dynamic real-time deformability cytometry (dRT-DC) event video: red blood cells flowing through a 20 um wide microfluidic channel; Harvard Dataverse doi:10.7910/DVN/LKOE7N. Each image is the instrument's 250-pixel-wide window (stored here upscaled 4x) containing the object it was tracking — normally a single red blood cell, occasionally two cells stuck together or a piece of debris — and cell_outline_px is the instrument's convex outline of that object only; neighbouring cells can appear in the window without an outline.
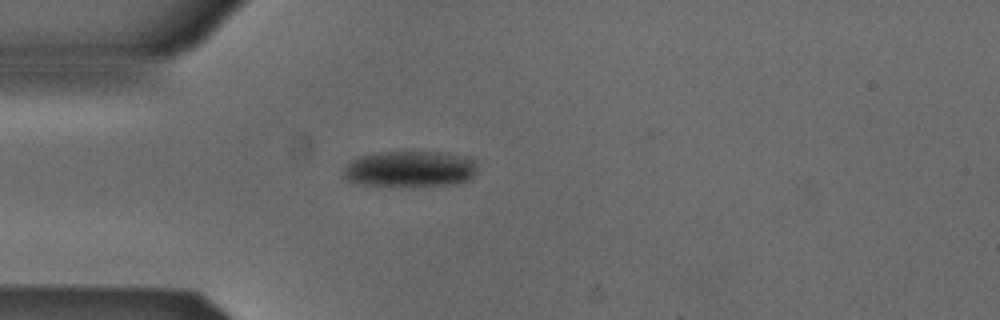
{"species": "Egyptian fruit bat (a non-hibernating species)", "species_latin": "Rousettus aegyptiacus", "temperature_condition": "cold", "stored_images_in_passage": 5, "camera_frame_rate_fps": 3000, "um_per_image_px": 0.085, "animal": {"sex": "male"}, "frame": {"image": 1, "passage_image": 4, "time_ms": 1.0, "image_size_px": [1000, 320], "cell_outline_px": [[476, 172], [468, 180], [452, 184], [364, 184], [348, 180], [344, 176], [344, 168], [352, 160], [360, 156], [380, 152], [444, 152], [464, 156], [476, 160]], "centroid_in_image_um": [34.89, 14.32], "position_along_channel_um": 50.1, "area_um2": 27.28}}